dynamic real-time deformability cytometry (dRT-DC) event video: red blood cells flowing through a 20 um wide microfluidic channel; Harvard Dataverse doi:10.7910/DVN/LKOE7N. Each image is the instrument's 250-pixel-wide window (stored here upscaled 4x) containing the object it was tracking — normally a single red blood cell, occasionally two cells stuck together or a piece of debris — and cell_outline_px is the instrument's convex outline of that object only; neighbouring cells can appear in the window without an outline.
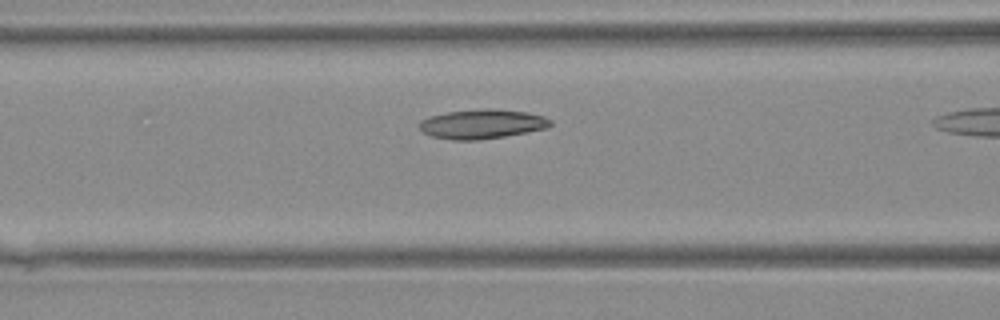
{"species": "Egyptian fruit bat (a non-hibernating species)", "species_latin": "Rousettus aegyptiacus", "temperature_condition": "warm", "stored_images_in_passage": 11, "camera_frame_rate_fps": 3000, "um_per_image_px": 0.085, "animal": {"sex": "female"}, "frame": {"image": 1, "passage_image": 8, "time_ms": 2.333, "image_size_px": [1000, 320], "cell_outline_px": [[552, 124], [548, 128], [504, 136], [476, 140], [452, 140], [432, 136], [424, 132], [420, 128], [420, 120], [428, 116], [448, 112], [488, 108], [492, 108], [528, 112], [544, 116], [552, 120]], "centroid_in_image_um": [41.0, 10.53], "position_along_channel_um": 125.6, "area_um2": 22.43}}
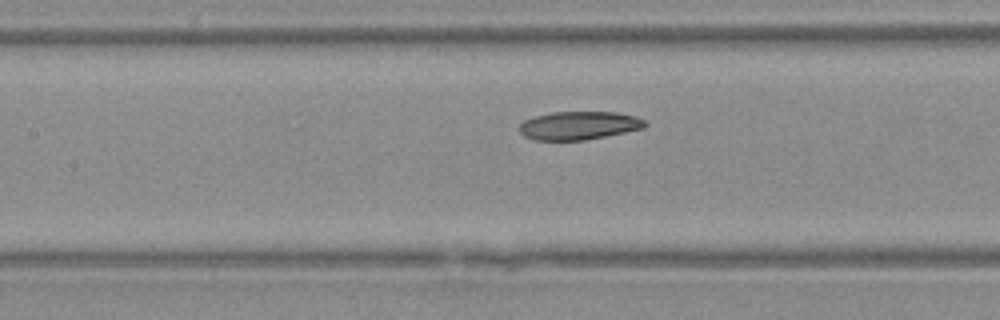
{"frame": {"image": 2, "passage_image": 10, "time_ms": 3.0, "image_size_px": [1000, 320], "cell_outline_px": [[648, 124], [644, 128], [584, 140], [536, 140], [524, 136], [520, 132], [520, 124], [524, 120], [536, 116], [552, 112], [616, 112], [636, 116], [644, 120]], "centroid_in_image_um": [49.21, 10.66], "position_along_channel_um": 158.2, "area_um2": 20.58}}